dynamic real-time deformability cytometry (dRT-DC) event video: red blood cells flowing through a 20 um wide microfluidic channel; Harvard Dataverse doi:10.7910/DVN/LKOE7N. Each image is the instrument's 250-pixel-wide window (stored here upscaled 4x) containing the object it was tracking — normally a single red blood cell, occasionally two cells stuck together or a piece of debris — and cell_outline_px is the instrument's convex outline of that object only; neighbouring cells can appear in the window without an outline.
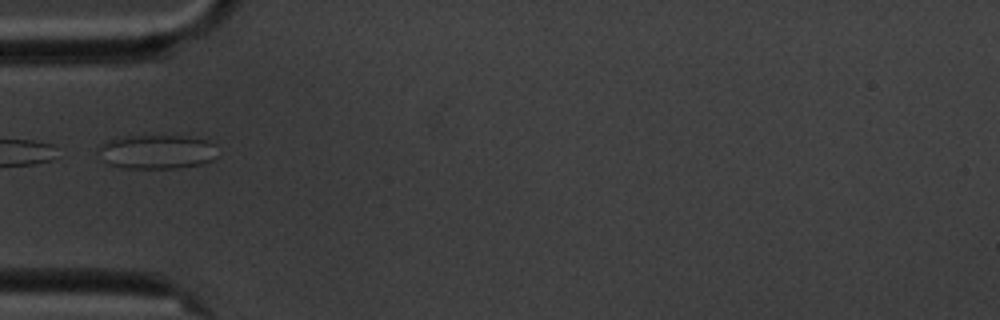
{"species": "common noctule bat (a hibernating species)", "species_latin": "Nyctalus noctula", "temperature_condition": "cold", "stored_images_in_passage": 6, "camera_frame_rate_fps": 3000, "um_per_image_px": 0.085, "animal": {"sex": "male", "body_mass_g": 20.1, "forearm_length_mm": 53.5}, "frame": {"image": 1, "passage_image": 6, "time_ms": 5.667, "image_size_px": [1000, 320], "cell_outline_px": [[216, 156], [212, 160], [200, 164], [176, 168], [120, 168], [108, 164], [96, 152], [108, 140], [116, 136], [184, 136], [208, 140], [216, 144]], "centroid_in_image_um": [13.32, 12.9], "position_along_channel_um": 71.7, "area_um2": 23.87}}